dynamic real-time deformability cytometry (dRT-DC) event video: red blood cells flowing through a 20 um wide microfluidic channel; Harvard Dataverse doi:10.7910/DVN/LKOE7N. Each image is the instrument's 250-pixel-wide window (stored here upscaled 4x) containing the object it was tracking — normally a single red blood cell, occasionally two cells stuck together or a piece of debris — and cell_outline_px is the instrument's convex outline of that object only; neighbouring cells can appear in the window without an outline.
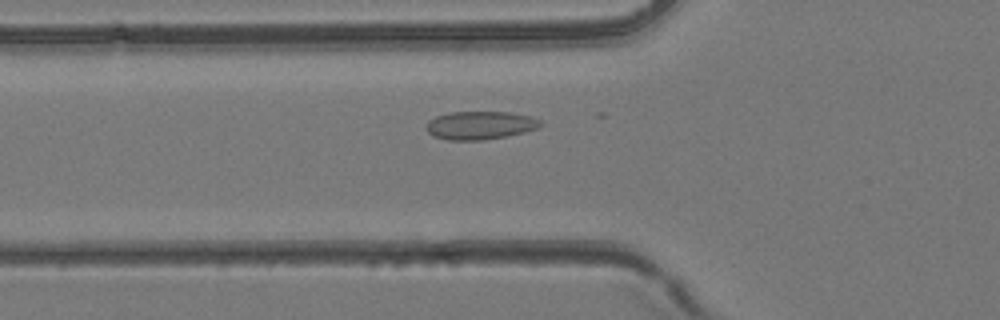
{"species": "common noctule bat (a hibernating species)", "species_latin": "Nyctalus noctula", "temperature_condition": "room temperature", "stored_images_in_passage": 35, "camera_frame_rate_fps": 3000, "um_per_image_px": 0.085, "animal": {"sex": "female", "body_mass_g": 24.6, "forearm_length_mm": 56.2}, "frame": {"image": 1, "passage_image": 13, "time_ms": 4.0, "image_size_px": [1000, 320], "cell_outline_px": [[544, 124], [540, 128], [524, 132], [484, 140], [448, 140], [432, 136], [428, 132], [428, 120], [436, 116], [448, 112], [508, 112], [532, 116], [540, 120]], "centroid_in_image_um": [40.84, 10.65], "position_along_channel_um": 85.0, "area_um2": 18.84}}
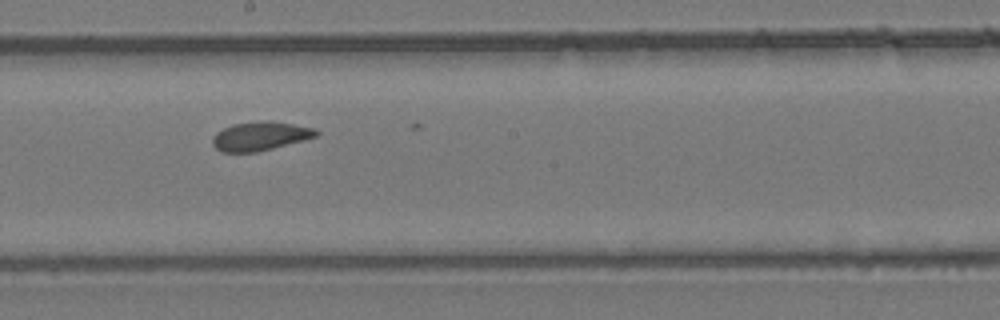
{"frame": {"image": 2, "passage_image": 22, "time_ms": 7.0, "image_size_px": [1000, 320], "cell_outline_px": [[320, 132], [316, 136], [304, 140], [256, 152], [220, 152], [212, 144], [212, 136], [216, 132], [232, 124], [292, 124], [316, 128]], "centroid_in_image_um": [22.08, 11.63], "position_along_channel_um": 226.1, "area_um2": 16.53}}
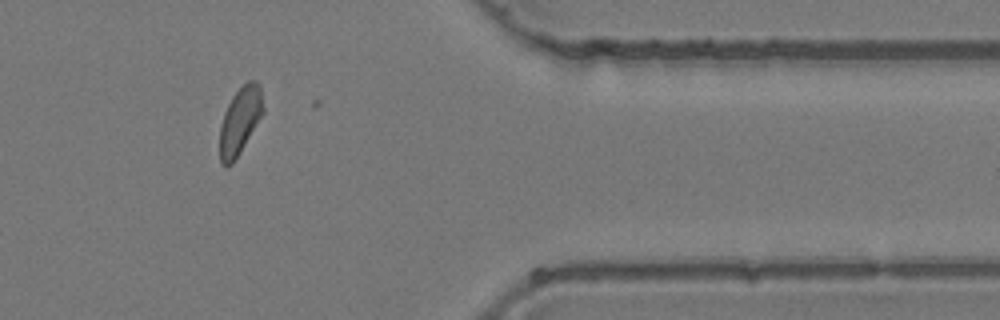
{"frame": {"image": 3, "passage_image": 34, "time_ms": 11.0, "image_size_px": [1000, 320], "cell_outline_px": [[264, 112], [232, 164], [228, 168], [220, 164], [220, 124], [224, 112], [232, 96], [248, 80], [256, 80], [260, 84], [264, 108]], "centroid_in_image_um": [20.4, 10.25], "position_along_channel_um": 391.0, "area_um2": 16.94}}